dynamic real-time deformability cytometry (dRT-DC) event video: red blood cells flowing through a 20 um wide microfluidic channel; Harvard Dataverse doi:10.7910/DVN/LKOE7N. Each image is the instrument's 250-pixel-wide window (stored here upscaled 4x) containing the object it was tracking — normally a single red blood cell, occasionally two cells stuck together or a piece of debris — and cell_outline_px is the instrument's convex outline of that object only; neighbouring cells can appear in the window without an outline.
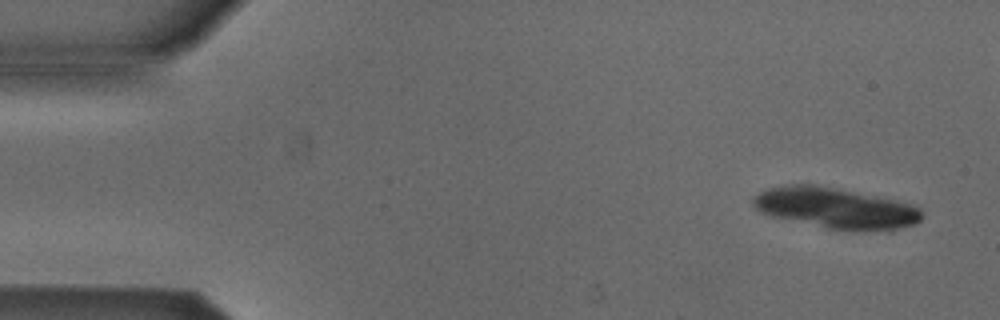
{"species": "Egyptian fruit bat (a non-hibernating species)", "species_latin": "Rousettus aegyptiacus", "temperature_condition": "cold", "stored_images_in_passage": 5, "camera_frame_rate_fps": 3000, "um_per_image_px": 0.085, "animal": {"sex": "male"}, "frame": {"image": 1, "passage_image": 1, "time_ms": 0.0, "image_size_px": [1000, 320], "cell_outline_px": [[924, 216], [920, 220], [912, 224], [892, 232], [888, 232], [828, 228], [772, 216], [756, 208], [752, 204], [752, 196], [768, 188], [792, 184], [816, 184], [916, 204], [920, 208]], "centroid_in_image_um": [71.1, 17.69], "position_along_channel_um": 13.9, "area_um2": 40.17}}